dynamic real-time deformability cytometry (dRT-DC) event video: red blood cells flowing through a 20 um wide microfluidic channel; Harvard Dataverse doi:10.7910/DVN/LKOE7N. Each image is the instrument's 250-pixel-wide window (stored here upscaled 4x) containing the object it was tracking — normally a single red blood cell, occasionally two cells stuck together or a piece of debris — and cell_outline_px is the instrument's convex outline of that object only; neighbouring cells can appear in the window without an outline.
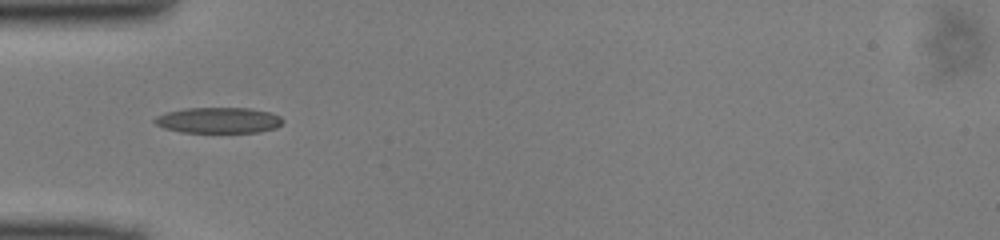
{"species": "common noctule bat (a hibernating species)", "species_latin": "Nyctalus noctula", "temperature_condition": "cold", "stored_images_in_passage": 34, "camera_frame_rate_fps": 3000, "um_per_image_px": 0.085, "animal": {"sex": "male", "body_mass_g": 13.0, "forearm_length_mm": 53.1}, "frame": {"image": 1, "passage_image": 1, "time_ms": 0.0, "image_size_px": [1000, 240], "cell_outline_px": [[284, 120], [276, 128], [260, 132], [180, 132], [164, 128], [156, 124], [152, 120], [156, 116], [164, 112], [184, 108], [252, 108], [272, 112], [280, 116]], "centroid_in_image_um": [18.57, 10.21], "position_along_channel_um": 66.4, "area_um2": 19.48}}
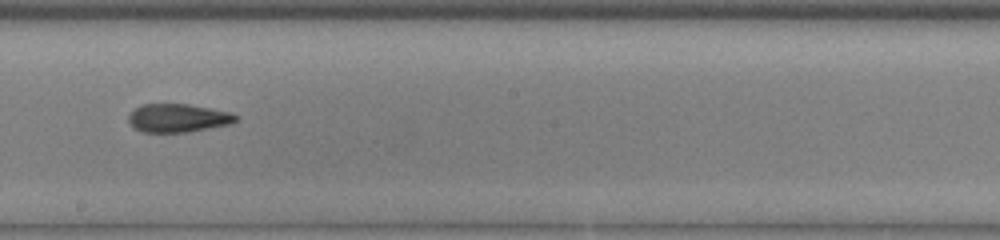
{"frame": {"image": 2, "passage_image": 13, "time_ms": 4.0, "image_size_px": [1000, 240], "cell_outline_px": [[240, 116], [232, 124], [188, 132], [140, 132], [132, 128], [128, 120], [128, 116], [136, 108], [144, 104], [188, 104], [232, 112]], "centroid_in_image_um": [15.15, 10.04], "position_along_channel_um": 233.1, "area_um2": 17.92}}
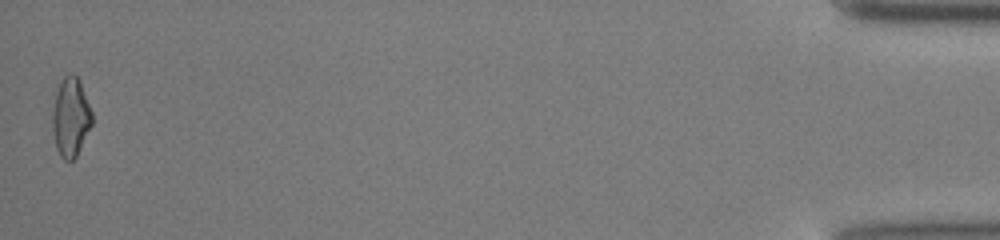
{"frame": {"image": 3, "passage_image": 34, "time_ms": 11.0, "image_size_px": [1000, 240], "cell_outline_px": [[92, 124], [76, 156], [72, 160], [64, 160], [60, 156], [56, 148], [52, 128], [52, 112], [56, 92], [64, 76], [72, 72], [80, 80], [92, 112]], "centroid_in_image_um": [6.0, 9.95], "position_along_channel_um": 429.2, "area_um2": 18.15}}